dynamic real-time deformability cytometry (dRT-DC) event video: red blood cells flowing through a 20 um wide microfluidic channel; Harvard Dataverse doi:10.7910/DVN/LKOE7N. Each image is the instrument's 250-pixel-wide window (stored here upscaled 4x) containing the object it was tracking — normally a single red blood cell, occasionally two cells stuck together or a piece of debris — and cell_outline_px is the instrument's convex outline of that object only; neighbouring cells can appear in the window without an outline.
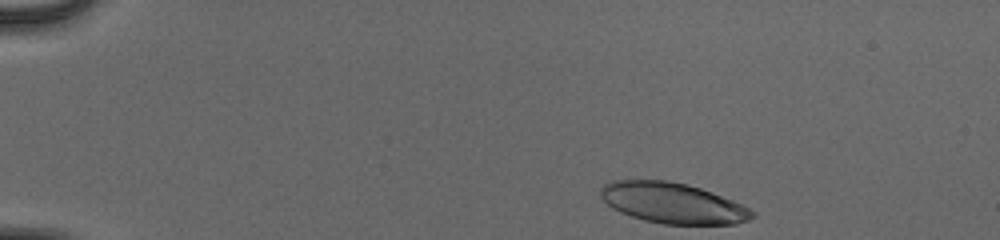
{"species": "human", "species_latin": "Homo sapiens", "temperature_condition": "cold", "stored_images_in_passage": 40, "camera_frame_rate_fps": 3000, "um_per_image_px": 0.085, "donor": {"sex": "male"}, "frame": {"image": 1, "passage_image": 1, "time_ms": 0.0, "image_size_px": [1000, 240], "cell_outline_px": [[756, 216], [748, 220], [736, 224], [664, 224], [644, 220], [620, 212], [612, 208], [600, 196], [600, 188], [604, 184], [612, 180], [668, 180], [688, 184], [712, 192], [732, 200], [756, 212]], "centroid_in_image_um": [57.17, 17.25], "position_along_channel_um": 27.8, "area_um2": 35.89}}
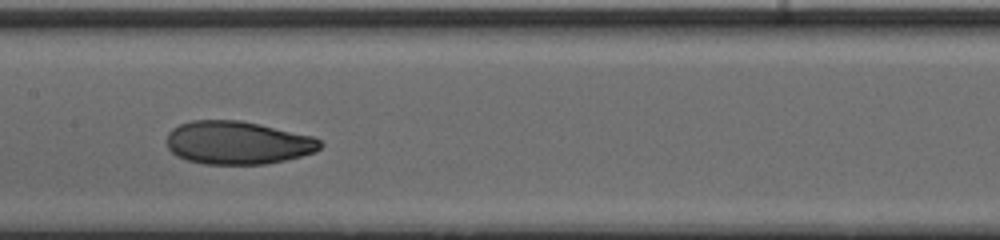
{"frame": {"image": 2, "passage_image": 21, "time_ms": 6.667, "image_size_px": [1000, 240], "cell_outline_px": [[324, 144], [316, 152], [284, 160], [264, 164], [204, 164], [188, 160], [176, 156], [168, 148], [168, 132], [172, 128], [180, 124], [192, 120], [240, 120], [260, 124], [312, 136], [320, 140]], "centroid_in_image_um": [20.2, 12.13], "position_along_channel_um": 187.2, "area_um2": 38.55}}
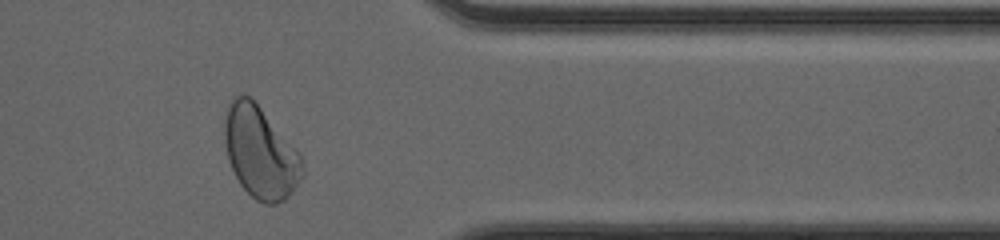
{"frame": {"image": 3, "passage_image": 37, "time_ms": 12.0, "image_size_px": [1000, 240], "cell_outline_px": [[304, 176], [288, 196], [284, 200], [276, 204], [264, 204], [256, 200], [240, 184], [228, 160], [224, 140], [224, 120], [232, 96], [248, 96], [260, 108], [300, 152], [304, 172]], "centroid_in_image_um": [22.14, 12.99], "position_along_channel_um": 389.3, "area_um2": 41.27}, "authors_computed_cell_mechanics": {"area_um2": 38.3503, "velocity_mm_per_s": 3.9609, "shape_relaxation_time_tau1_ms": 5.1997, "shape_relaxation_time_tau2_ms": 2.1289, "deformation_change_tau1": 0.1847, "deformation_change_tau2": 0.0632}}